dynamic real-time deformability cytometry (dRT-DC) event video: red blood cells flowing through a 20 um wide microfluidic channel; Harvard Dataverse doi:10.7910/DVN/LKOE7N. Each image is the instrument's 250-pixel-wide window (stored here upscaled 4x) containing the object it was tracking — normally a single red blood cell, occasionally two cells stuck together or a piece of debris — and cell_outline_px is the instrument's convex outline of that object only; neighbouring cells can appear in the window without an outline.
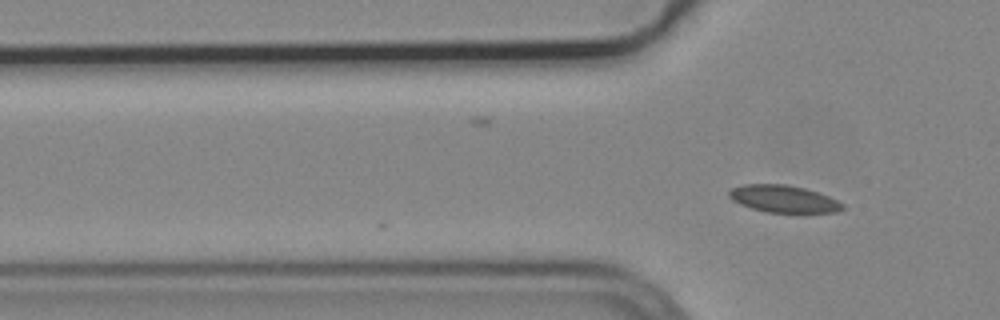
{"species": "common noctule bat (a hibernating species)", "species_latin": "Nyctalus noctula", "temperature_condition": "cold", "stored_images_in_passage": 4, "camera_frame_rate_fps": 3000, "um_per_image_px": 0.085, "animal": {"sex": "male", "body_mass_g": 19.2, "forearm_length_mm": 51.8}, "frame": {"image": 1, "passage_image": 4, "time_ms": 1.0, "image_size_px": [1000, 320], "cell_outline_px": [[844, 208], [836, 212], [804, 216], [800, 216], [764, 212], [740, 204], [732, 200], [728, 196], [728, 192], [732, 188], [744, 184], [784, 184], [804, 188], [828, 196], [844, 204]], "centroid_in_image_um": [66.65, 16.97], "position_along_channel_um": 59.1, "area_um2": 18.9}}